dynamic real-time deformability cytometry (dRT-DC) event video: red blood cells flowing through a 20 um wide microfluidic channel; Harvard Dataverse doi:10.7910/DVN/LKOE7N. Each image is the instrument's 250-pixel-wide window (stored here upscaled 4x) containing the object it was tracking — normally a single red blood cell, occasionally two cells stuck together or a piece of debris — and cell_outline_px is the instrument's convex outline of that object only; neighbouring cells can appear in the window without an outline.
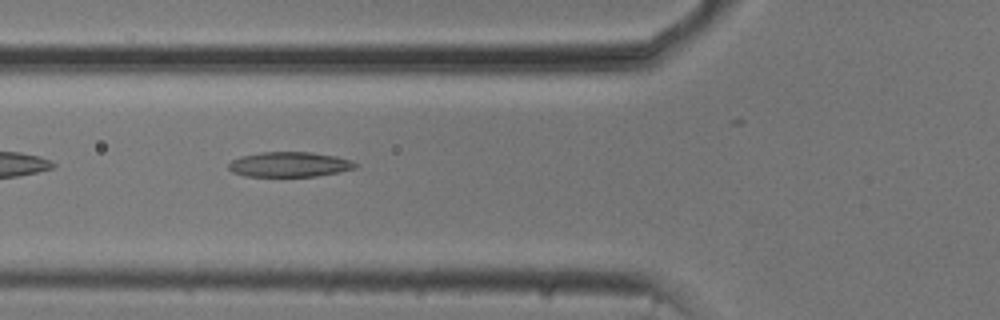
{"species": "common noctule bat (a hibernating species)", "species_latin": "Nyctalus noctula", "temperature_condition": "cold", "stored_images_in_passage": 26, "camera_frame_rate_fps": 3000, "um_per_image_px": 0.085, "animal": {"sex": "male", "body_mass_g": 20.5, "forearm_length_mm": 52.5}, "frame": {"image": 1, "passage_image": 3, "time_ms": 0.667, "image_size_px": [1000, 320], "cell_outline_px": [[360, 164], [356, 168], [340, 172], [316, 176], [244, 176], [232, 172], [228, 168], [228, 164], [232, 160], [240, 156], [260, 152], [312, 152], [336, 156], [352, 160]], "centroid_in_image_um": [24.63, 13.97], "position_along_channel_um": 101.2, "area_um2": 18.67}}
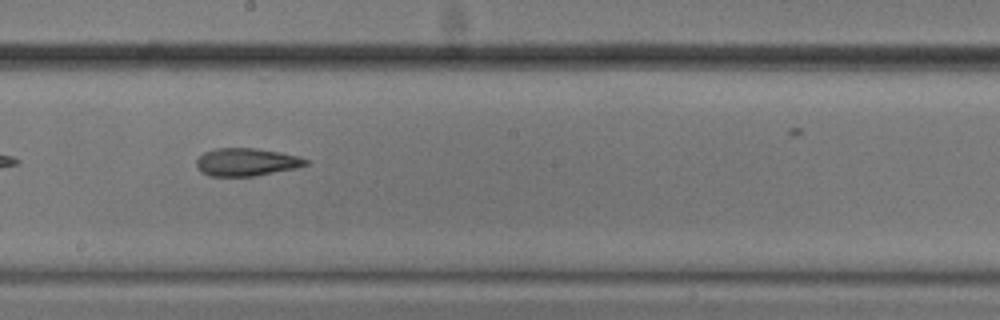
{"frame": {"image": 2, "passage_image": 13, "time_ms": 4.0, "image_size_px": [1000, 320], "cell_outline_px": [[308, 164], [300, 168], [256, 176], [208, 176], [200, 172], [196, 168], [196, 160], [204, 152], [216, 148], [256, 148], [280, 152], [296, 156], [308, 160]], "centroid_in_image_um": [20.94, 13.79], "position_along_channel_um": 227.3, "area_um2": 17.98}}
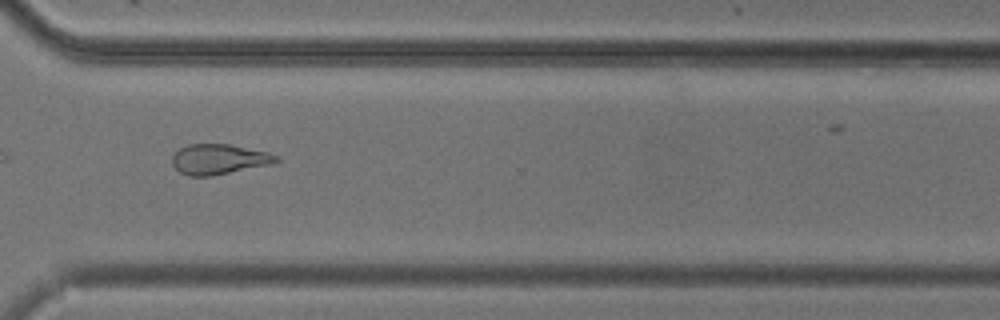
{"frame": {"image": 3, "passage_image": 23, "time_ms": 7.333, "image_size_px": [1000, 320], "cell_outline_px": [[280, 160], [272, 164], [212, 176], [188, 176], [180, 172], [172, 164], [172, 156], [180, 148], [188, 144], [232, 144], [268, 152], [280, 156]], "centroid_in_image_um": [18.64, 13.53], "position_along_channel_um": 352.0, "area_um2": 18.5}}